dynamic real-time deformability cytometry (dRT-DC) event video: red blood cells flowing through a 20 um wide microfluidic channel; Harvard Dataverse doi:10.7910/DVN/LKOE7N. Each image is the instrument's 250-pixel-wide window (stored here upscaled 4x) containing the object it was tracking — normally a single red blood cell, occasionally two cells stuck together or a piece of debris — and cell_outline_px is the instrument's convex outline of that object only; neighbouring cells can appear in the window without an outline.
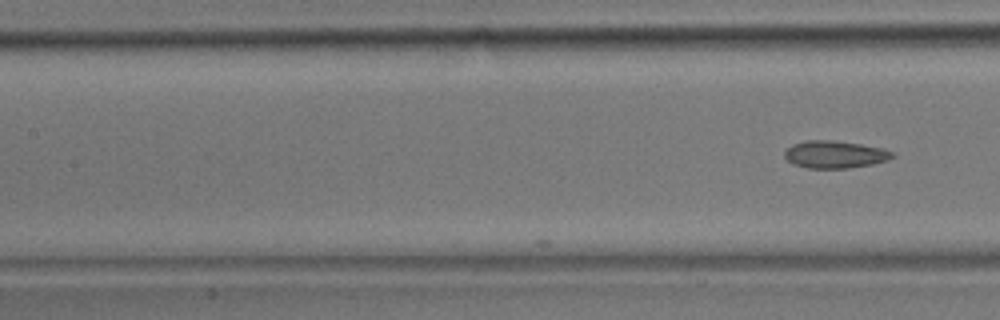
{"species": "common noctule bat (a hibernating species)", "species_latin": "Nyctalus noctula", "temperature_condition": "room temperature", "stored_images_in_passage": 12, "camera_frame_rate_fps": 3000, "um_per_image_px": 0.085, "animal": {"sex": "male", "body_mass_g": 17.9}, "frame": {"image": 1, "passage_image": 12, "time_ms": 3.667, "image_size_px": [1000, 320], "cell_outline_px": [[896, 156], [888, 160], [872, 164], [848, 168], [808, 168], [792, 164], [784, 156], [784, 152], [792, 144], [804, 140], [832, 140], [860, 144], [884, 148], [896, 152]], "centroid_in_image_um": [70.99, 13.12], "position_along_channel_um": 136.4, "area_um2": 17.4}}